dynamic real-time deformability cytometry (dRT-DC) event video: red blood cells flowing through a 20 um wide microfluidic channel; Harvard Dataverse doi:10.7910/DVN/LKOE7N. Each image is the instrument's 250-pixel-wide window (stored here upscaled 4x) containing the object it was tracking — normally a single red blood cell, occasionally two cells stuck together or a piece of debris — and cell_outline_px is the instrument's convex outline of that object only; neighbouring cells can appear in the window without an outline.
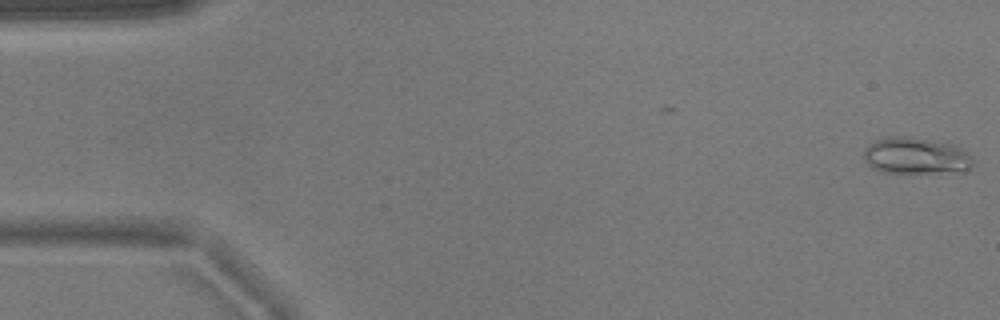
{"species": "common noctule bat (a hibernating species)", "species_latin": "Nyctalus noctula", "temperature_condition": "warm", "stored_images_in_passage": 53, "camera_frame_rate_fps": 3000, "um_per_image_px": 0.085, "animal": {"sex": "male", "body_mass_g": 17.9}, "frame": {"image": 1, "passage_image": 1, "time_ms": 0.0, "image_size_px": [1000, 320], "cell_outline_px": [[972, 164], [968, 172], [884, 172], [872, 168], [864, 160], [864, 148], [868, 144], [876, 140], [888, 136], [904, 136], [952, 144], [960, 148], [972, 160]], "centroid_in_image_um": [77.81, 13.25], "position_along_channel_um": 7.2, "area_um2": 23.0}}
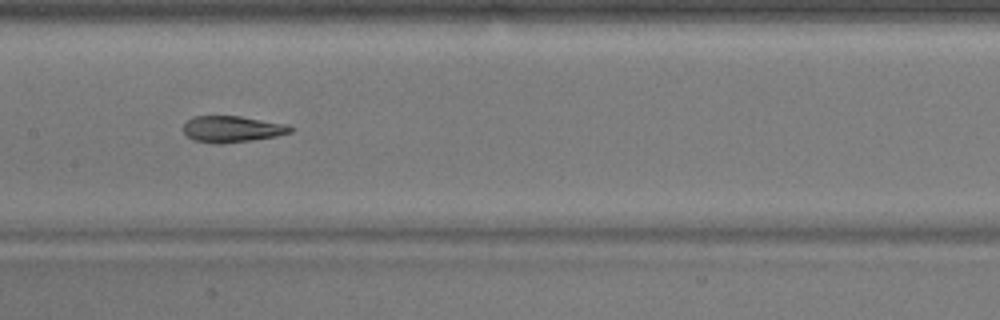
{"frame": {"image": 2, "passage_image": 26, "time_ms": 8.333, "image_size_px": [1000, 320], "cell_outline_px": [[292, 132], [276, 136], [220, 144], [216, 144], [192, 140], [184, 132], [184, 124], [192, 116], [240, 116], [288, 124], [292, 128]], "centroid_in_image_um": [19.72, 10.96], "position_along_channel_um": 187.7, "area_um2": 16.36}}
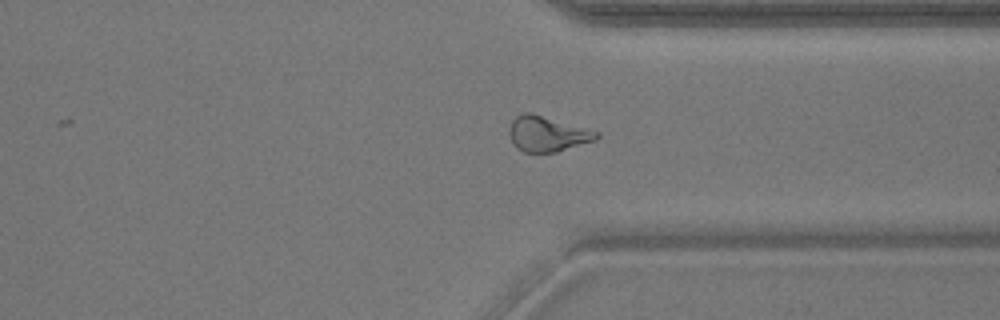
{"frame": {"image": 3, "passage_image": 40, "time_ms": 13.0, "image_size_px": [1000, 320], "cell_outline_px": [[600, 136], [596, 140], [556, 152], [524, 152], [516, 148], [512, 144], [508, 136], [508, 128], [512, 120], [516, 116], [524, 112], [532, 112], [600, 132]], "centroid_in_image_um": [46.49, 11.37], "position_along_channel_um": 364.9, "area_um2": 18.26}, "authors_computed_cell_mechanics": {"area_um2": 18.3226, "velocity_mm_per_s": 3.8098, "shape_relaxation_time_tau1_ms": null, "shape_relaxation_time_tau2_ms": 2.6669, "deformation_change_tau1": null, "deformation_change_tau2": 0.0984}}